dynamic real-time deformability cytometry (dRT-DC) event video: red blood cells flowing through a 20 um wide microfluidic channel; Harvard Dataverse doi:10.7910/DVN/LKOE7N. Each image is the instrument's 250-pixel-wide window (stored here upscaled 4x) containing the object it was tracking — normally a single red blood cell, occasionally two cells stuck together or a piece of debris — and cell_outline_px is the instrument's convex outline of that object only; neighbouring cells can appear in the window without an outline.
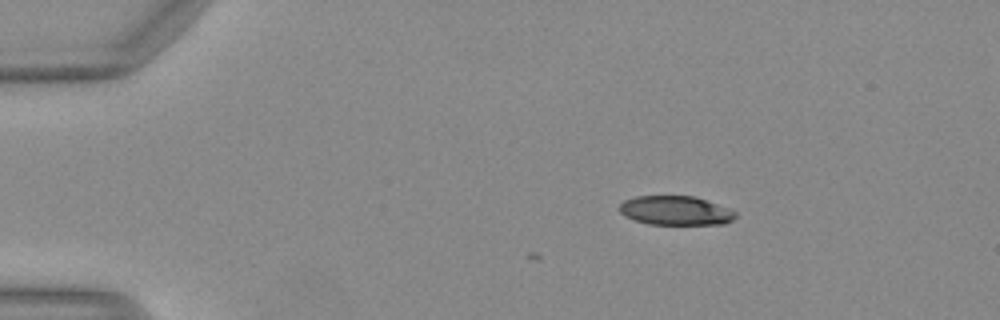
{"species": "Egyptian fruit bat (a non-hibernating species)", "species_latin": "Rousettus aegyptiacus", "temperature_condition": "warm", "stored_images_in_passage": 4, "camera_frame_rate_fps": 3000, "um_per_image_px": 0.085, "animal": {"sex": "female"}, "frame": {"image": 1, "passage_image": 1, "time_ms": 0.0, "image_size_px": [1000, 320], "cell_outline_px": [[736, 216], [732, 220], [724, 224], [648, 224], [624, 216], [616, 208], [624, 200], [636, 196], [696, 196], [736, 212]], "centroid_in_image_um": [57.37, 17.89], "position_along_channel_um": 27.6, "area_um2": 19.65}}